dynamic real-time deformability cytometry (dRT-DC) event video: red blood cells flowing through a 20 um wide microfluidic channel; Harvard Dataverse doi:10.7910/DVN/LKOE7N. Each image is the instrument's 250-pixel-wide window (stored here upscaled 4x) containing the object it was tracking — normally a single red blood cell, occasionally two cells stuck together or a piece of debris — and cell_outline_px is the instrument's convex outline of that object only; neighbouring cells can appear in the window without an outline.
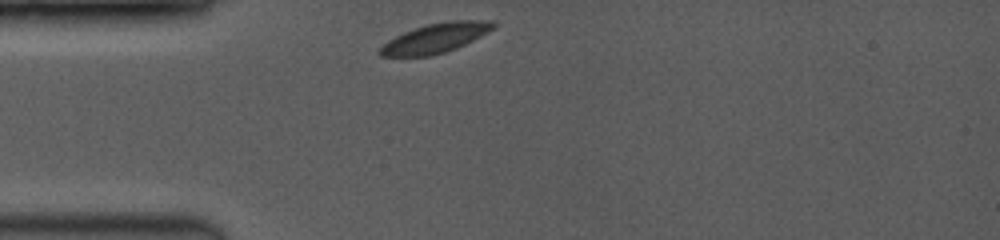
{"species": "common noctule bat (a hibernating species)", "species_latin": "Nyctalus noctula", "temperature_condition": "room temperature", "stored_images_in_passage": 8, "camera_frame_rate_fps": 3500, "um_per_image_px": 0.085, "animal": {"sex": "female", "body_mass_g": 19.0, "forearm_length_mm": 53.3}, "frame": {"image": 1, "passage_image": 1, "time_ms": 0.0, "image_size_px": [1000, 240], "cell_outline_px": [[500, 24], [496, 28], [456, 48], [444, 52], [428, 56], [380, 56], [376, 52], [388, 40], [404, 32], [428, 24], [448, 20], [492, 20]], "centroid_in_image_um": [37.06, 3.22], "position_along_channel_um": 47.9, "area_um2": 19.48}}
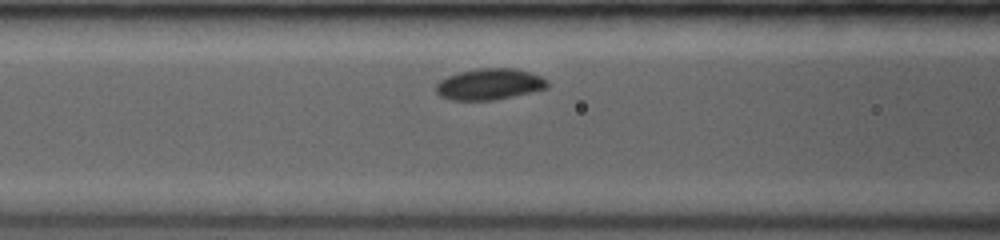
{"frame": {"image": 2, "passage_image": 6, "time_ms": 2.286, "image_size_px": [1000, 240], "cell_outline_px": [[548, 88], [532, 92], [492, 100], [448, 100], [440, 96], [436, 92], [436, 84], [440, 80], [448, 76], [460, 72], [480, 68], [516, 68], [540, 76], [548, 80]], "centroid_in_image_um": [41.6, 7.16], "position_along_channel_um": 125.0, "area_um2": 20.23}}
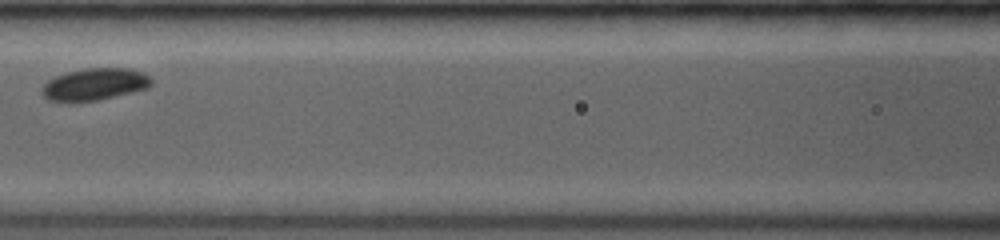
{"frame": {"image": 3, "passage_image": 8, "time_ms": 3.143, "image_size_px": [1000, 240], "cell_outline_px": [[152, 84], [148, 88], [100, 100], [76, 104], [68, 104], [48, 100], [40, 92], [40, 88], [48, 80], [56, 76], [68, 72], [84, 68], [128, 68], [144, 72], [152, 80]], "centroid_in_image_um": [7.99, 7.2], "position_along_channel_um": 158.6, "area_um2": 21.1}}